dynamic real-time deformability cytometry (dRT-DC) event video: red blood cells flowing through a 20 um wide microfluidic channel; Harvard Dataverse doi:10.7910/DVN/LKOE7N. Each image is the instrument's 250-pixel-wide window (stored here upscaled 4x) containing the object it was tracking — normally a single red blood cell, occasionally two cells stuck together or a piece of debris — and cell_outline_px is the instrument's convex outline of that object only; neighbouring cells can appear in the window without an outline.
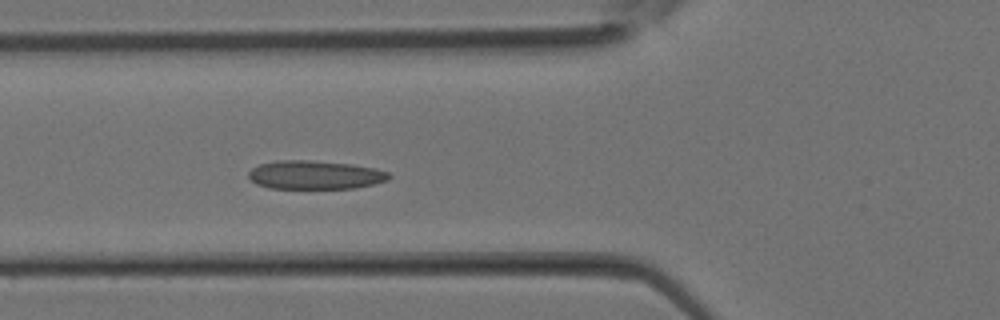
{"species": "Egyptian fruit bat (a non-hibernating species)", "species_latin": "Rousettus aegyptiacus", "temperature_condition": "room temperature", "stored_images_in_passage": 12, "camera_frame_rate_fps": 3000, "um_per_image_px": 0.085, "animal": {"sex": "female"}, "frame": {"image": 1, "passage_image": 12, "time_ms": 3.667, "image_size_px": [1000, 320], "cell_outline_px": [[392, 176], [388, 180], [356, 188], [268, 188], [256, 184], [248, 176], [248, 172], [252, 168], [260, 164], [276, 160], [312, 160], [352, 164], [376, 168], [388, 172]], "centroid_in_image_um": [26.78, 14.86], "position_along_channel_um": 99.0, "area_um2": 23.52}}